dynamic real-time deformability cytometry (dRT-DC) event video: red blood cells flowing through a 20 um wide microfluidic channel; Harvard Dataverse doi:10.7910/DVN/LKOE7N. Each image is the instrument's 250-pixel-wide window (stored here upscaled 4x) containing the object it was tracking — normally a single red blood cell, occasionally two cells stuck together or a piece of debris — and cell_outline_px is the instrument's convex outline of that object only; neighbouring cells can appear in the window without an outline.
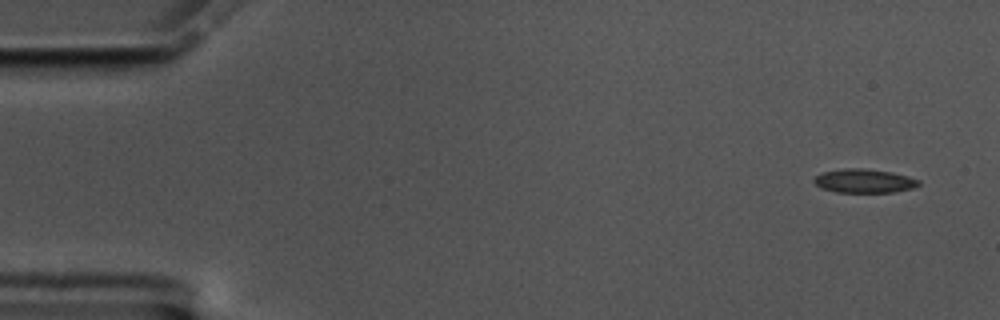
{"species": "common noctule bat (a hibernating species)", "species_latin": "Nyctalus noctula", "temperature_condition": "cold", "stored_images_in_passage": 57, "camera_frame_rate_fps": 3000, "um_per_image_px": 0.085, "animal": {"sex": "male", "body_mass_g": 17.5, "forearm_length_mm": 52.3}, "frame": {"image": 1, "passage_image": 1, "time_ms": 0.0, "image_size_px": [1000, 320], "cell_outline_px": [[920, 184], [912, 188], [892, 192], [836, 192], [820, 188], [812, 180], [816, 176], [824, 172], [844, 168], [864, 168], [892, 172], [908, 176], [920, 180]], "centroid_in_image_um": [73.45, 15.37], "position_along_channel_um": 11.6, "area_um2": 14.51}}
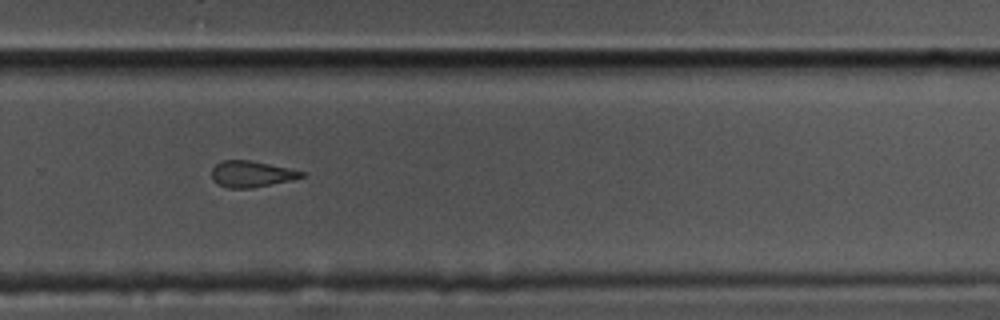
{"frame": {"image": 2, "passage_image": 37, "time_ms": 12.0, "image_size_px": [1000, 320], "cell_outline_px": [[308, 172], [304, 176], [292, 180], [252, 188], [228, 188], [216, 184], [212, 180], [212, 168], [216, 164], [224, 160], [252, 160]], "centroid_in_image_um": [21.39, 14.79], "position_along_channel_um": 308.4, "area_um2": 13.93}}
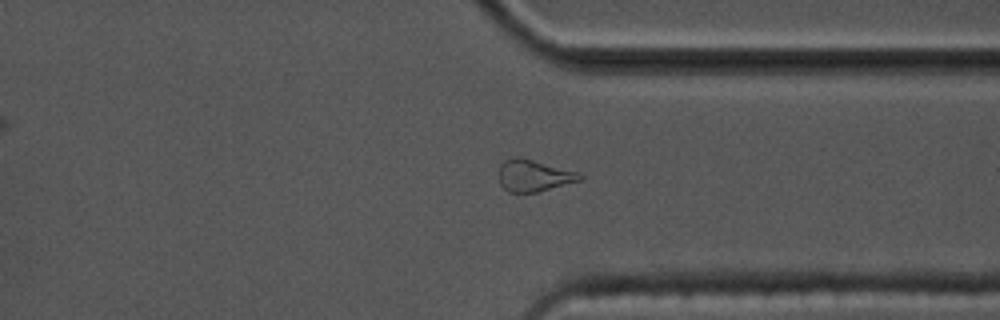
{"frame": {"image": 3, "passage_image": 42, "time_ms": 13.667, "image_size_px": [1000, 320], "cell_outline_px": [[584, 180], [536, 192], [508, 192], [500, 184], [496, 172], [500, 164], [504, 160], [512, 156], [520, 156], [576, 172], [584, 176]], "centroid_in_image_um": [45.31, 14.91], "position_along_channel_um": 366.1, "area_um2": 15.26}, "authors_computed_cell_mechanics": {"area_um2": 14.9124, "velocity_mm_per_s": 3.4645, "shape_relaxation_time_tau1_ms": null, "shape_relaxation_time_tau2_ms": 3.2104, "deformation_change_tau1": null, "deformation_change_tau2": 0.0977}}